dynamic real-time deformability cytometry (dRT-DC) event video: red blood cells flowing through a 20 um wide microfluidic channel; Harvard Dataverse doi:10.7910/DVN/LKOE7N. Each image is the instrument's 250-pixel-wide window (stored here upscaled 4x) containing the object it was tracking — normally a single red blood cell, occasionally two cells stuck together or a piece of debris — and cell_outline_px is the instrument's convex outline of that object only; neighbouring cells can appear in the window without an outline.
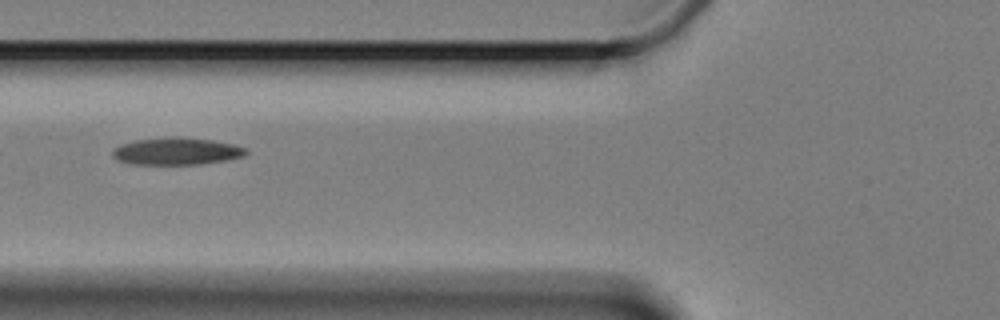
{"species": "Egyptian fruit bat (a non-hibernating species)", "species_latin": "Rousettus aegyptiacus", "temperature_condition": "cold", "stored_images_in_passage": 8, "camera_frame_rate_fps": 3000, "um_per_image_px": 0.085, "animal": {"sex": "female"}, "frame": {"image": 1, "passage_image": 2, "time_ms": 1.0, "image_size_px": [1000, 320], "cell_outline_px": [[248, 152], [244, 156], [228, 160], [200, 164], [132, 164], [116, 160], [112, 156], [112, 148], [120, 144], [136, 140], [172, 136], [180, 136], [212, 140], [232, 144], [248, 148]], "centroid_in_image_um": [15.0, 12.85], "position_along_channel_um": 110.8, "area_um2": 21.44}}
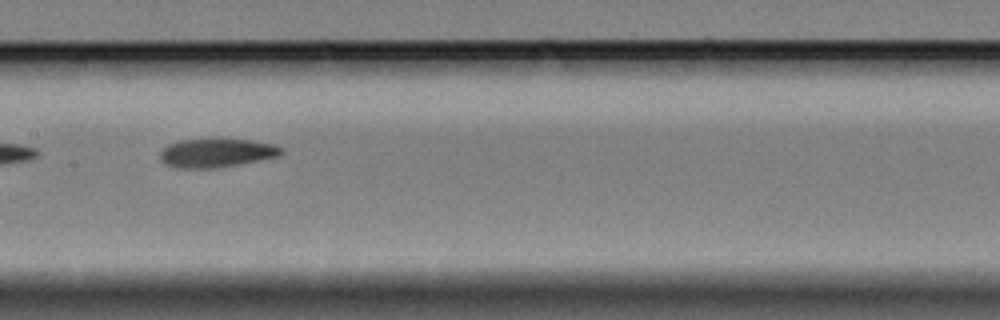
{"frame": {"image": 2, "passage_image": 4, "time_ms": 3.333, "image_size_px": [1000, 320], "cell_outline_px": [[284, 152], [280, 156], [260, 160], [216, 168], [176, 168], [164, 164], [160, 160], [160, 152], [168, 144], [180, 140], [208, 136], [248, 140], [272, 144], [284, 148]], "centroid_in_image_um": [18.38, 12.96], "position_along_channel_um": 189.0, "area_um2": 21.1}}
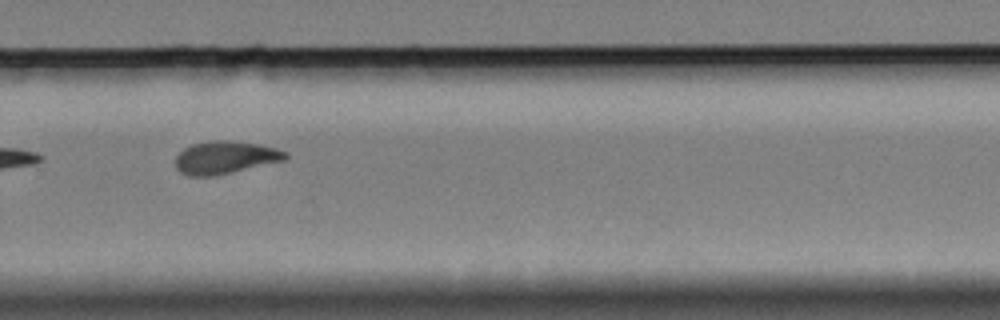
{"frame": {"image": 3, "passage_image": 7, "time_ms": 7.0, "image_size_px": [1000, 320], "cell_outline_px": [[288, 160], [232, 172], [212, 176], [188, 176], [180, 172], [176, 168], [176, 156], [184, 148], [192, 144], [208, 140], [228, 140], [260, 144], [276, 148], [288, 152]], "centroid_in_image_um": [19.17, 13.38], "position_along_channel_um": 310.6, "area_um2": 21.21}}